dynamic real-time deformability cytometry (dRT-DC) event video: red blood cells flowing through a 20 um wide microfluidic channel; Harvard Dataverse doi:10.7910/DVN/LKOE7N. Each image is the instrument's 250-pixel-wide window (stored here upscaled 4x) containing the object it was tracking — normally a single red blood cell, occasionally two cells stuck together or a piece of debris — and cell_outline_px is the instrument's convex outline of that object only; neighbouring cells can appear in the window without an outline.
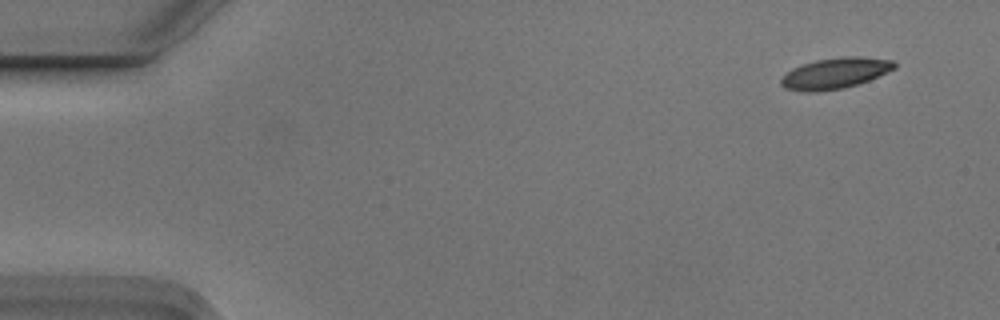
{"species": "Egyptian fruit bat (a non-hibernating species)", "species_latin": "Rousettus aegyptiacus", "temperature_condition": "cold", "stored_images_in_passage": 10, "camera_frame_rate_fps": 3000, "um_per_image_px": 0.085, "animal": {"sex": "male"}, "frame": {"image": 1, "passage_image": 1, "time_ms": 0.0, "image_size_px": [1000, 320], "cell_outline_px": [[896, 68], [868, 80], [844, 88], [816, 92], [804, 92], [784, 88], [780, 84], [780, 80], [792, 68], [800, 64], [816, 60], [840, 56], [860, 56], [892, 60], [896, 64]], "centroid_in_image_um": [70.96, 6.22], "position_along_channel_um": 14.0, "area_um2": 20.46}}
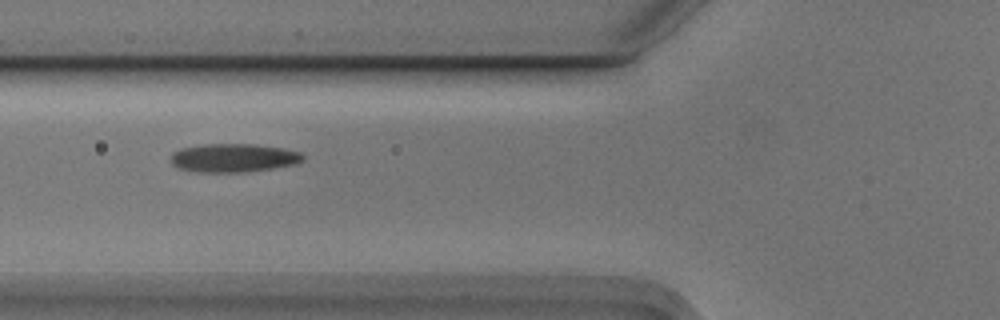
{"frame": {"image": 2, "passage_image": 6, "time_ms": 1.667, "image_size_px": [1000, 320], "cell_outline_px": [[304, 160], [296, 164], [272, 168], [244, 172], [196, 172], [176, 168], [172, 164], [172, 152], [180, 148], [204, 144], [256, 144], [284, 148], [300, 152], [304, 156]], "centroid_in_image_um": [19.84, 13.42], "position_along_channel_um": 106.0, "area_um2": 22.14}}
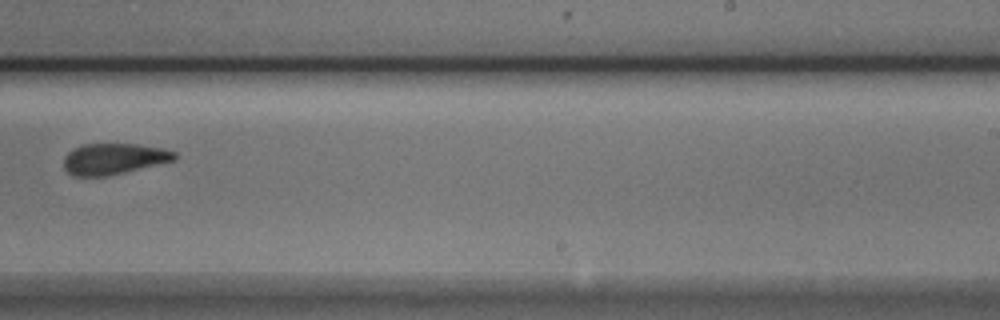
{"frame": {"image": 3, "passage_image": 10, "time_ms": 3.0, "image_size_px": [1000, 320], "cell_outline_px": [[176, 160], [108, 176], [72, 176], [64, 168], [64, 156], [72, 148], [84, 144], [136, 144], [160, 148], [176, 152]], "centroid_in_image_um": [9.64, 13.5], "position_along_channel_um": 279.4, "area_um2": 20.06}}